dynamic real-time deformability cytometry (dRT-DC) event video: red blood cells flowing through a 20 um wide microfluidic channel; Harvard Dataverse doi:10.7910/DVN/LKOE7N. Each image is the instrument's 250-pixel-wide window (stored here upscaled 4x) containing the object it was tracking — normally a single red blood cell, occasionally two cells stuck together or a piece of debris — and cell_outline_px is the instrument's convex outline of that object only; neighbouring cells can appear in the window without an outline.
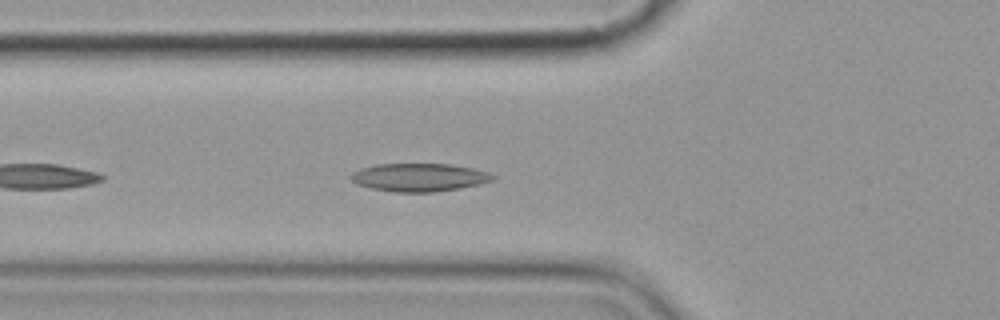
{"species": "common noctule bat (a hibernating species)", "species_latin": "Nyctalus noctula", "temperature_condition": "cold", "stored_images_in_passage": 6, "camera_frame_rate_fps": 3000, "um_per_image_px": 0.085, "animal": {"sex": "female", "body_mass_g": 19.9}, "frame": {"image": 1, "passage_image": 6, "time_ms": 5.667, "image_size_px": [1000, 320], "cell_outline_px": [[496, 176], [492, 180], [480, 184], [460, 188], [432, 192], [392, 192], [372, 188], [356, 184], [348, 176], [352, 172], [360, 168], [376, 164], [452, 164], [472, 168], [488, 172]], "centroid_in_image_um": [35.6, 15.07], "position_along_channel_um": 90.2, "area_um2": 23.29}}